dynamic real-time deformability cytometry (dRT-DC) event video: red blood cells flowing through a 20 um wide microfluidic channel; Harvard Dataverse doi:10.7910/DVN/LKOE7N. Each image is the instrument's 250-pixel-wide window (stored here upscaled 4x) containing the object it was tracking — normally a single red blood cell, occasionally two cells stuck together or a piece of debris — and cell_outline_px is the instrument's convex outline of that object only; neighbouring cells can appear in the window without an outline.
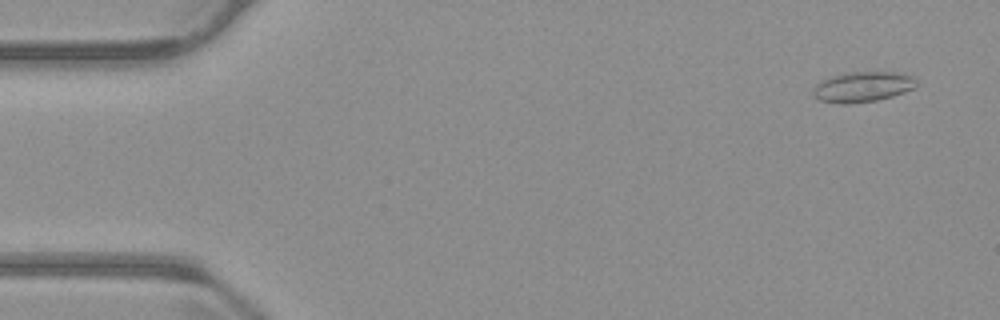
{"species": "common noctule bat (a hibernating species)", "species_latin": "Nyctalus noctula", "temperature_condition": "warm", "stored_images_in_passage": 55, "camera_frame_rate_fps": 3000, "um_per_image_px": 0.085, "animal": {"sex": "male", "body_mass_g": 23.1, "forearm_length_mm": 52.7}, "frame": {"image": 1, "passage_image": 3, "time_ms": 0.667, "image_size_px": [1000, 320], "cell_outline_px": [[916, 88], [892, 96], [876, 100], [848, 104], [840, 104], [820, 100], [812, 96], [812, 92], [816, 84], [832, 76], [848, 72], [904, 72], [912, 76], [916, 80]], "centroid_in_image_um": [73.35, 7.38], "position_along_channel_um": 11.7, "area_um2": 18.32}}
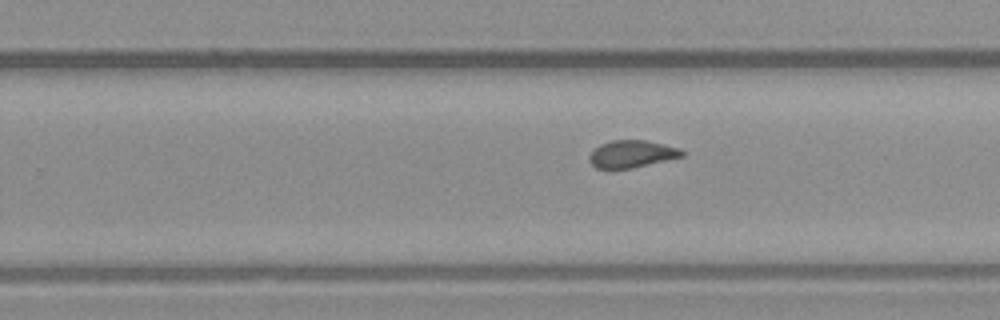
{"frame": {"image": 2, "passage_image": 34, "time_ms": 11.0, "image_size_px": [1000, 320], "cell_outline_px": [[684, 156], [632, 168], [596, 168], [588, 160], [588, 156], [600, 144], [612, 140], [648, 140], [680, 148], [684, 152]], "centroid_in_image_um": [53.71, 13.07], "position_along_channel_um": 276.1, "area_um2": 14.68}}
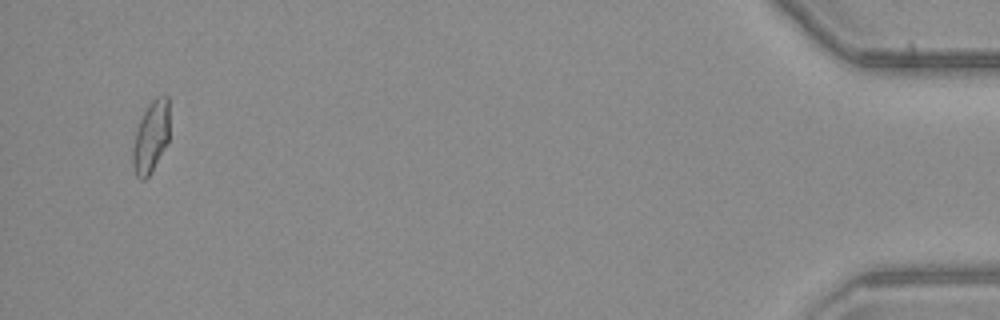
{"frame": {"image": 3, "passage_image": 53, "time_ms": 17.333, "image_size_px": [1000, 320], "cell_outline_px": [[168, 140], [152, 172], [144, 180], [140, 180], [136, 176], [132, 164], [132, 148], [136, 132], [140, 120], [148, 104], [156, 96], [168, 96]], "centroid_in_image_um": [12.81, 11.66], "position_along_channel_um": 422.4, "area_um2": 15.2}, "authors_computed_cell_mechanics": {"area_um2": 15.606, "velocity_mm_per_s": 3.7339, "shape_relaxation_time_tau1_ms": null, "shape_relaxation_time_tau2_ms": 2.3295, "deformation_change_tau1": null, "deformation_change_tau2": 0.0714}}